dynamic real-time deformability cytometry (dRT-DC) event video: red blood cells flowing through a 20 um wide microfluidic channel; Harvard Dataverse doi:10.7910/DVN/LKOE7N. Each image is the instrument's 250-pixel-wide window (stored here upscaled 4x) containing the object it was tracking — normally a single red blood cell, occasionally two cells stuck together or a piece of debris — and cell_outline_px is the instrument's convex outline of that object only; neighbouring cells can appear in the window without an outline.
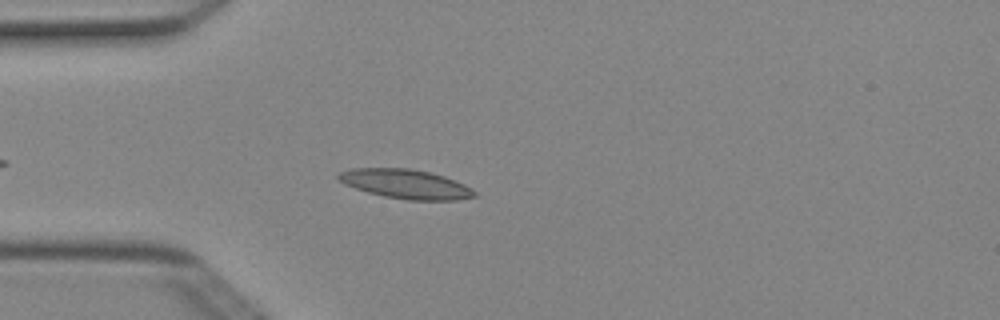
{"species": "Egyptian fruit bat (a non-hibernating species)", "species_latin": "Rousettus aegyptiacus", "temperature_condition": "cold", "stored_images_in_passage": 4, "camera_frame_rate_fps": 3000, "um_per_image_px": 0.085, "animal": {"sex": "female"}, "frame": {"image": 1, "passage_image": 4, "time_ms": 1.0, "image_size_px": [1000, 320], "cell_outline_px": [[476, 196], [456, 200], [408, 200], [384, 196], [368, 192], [344, 184], [336, 176], [340, 172], [352, 168], [408, 168], [428, 172], [444, 176], [464, 184], [476, 192]], "centroid_in_image_um": [34.48, 15.64], "position_along_channel_um": 50.5, "area_um2": 23.0}}